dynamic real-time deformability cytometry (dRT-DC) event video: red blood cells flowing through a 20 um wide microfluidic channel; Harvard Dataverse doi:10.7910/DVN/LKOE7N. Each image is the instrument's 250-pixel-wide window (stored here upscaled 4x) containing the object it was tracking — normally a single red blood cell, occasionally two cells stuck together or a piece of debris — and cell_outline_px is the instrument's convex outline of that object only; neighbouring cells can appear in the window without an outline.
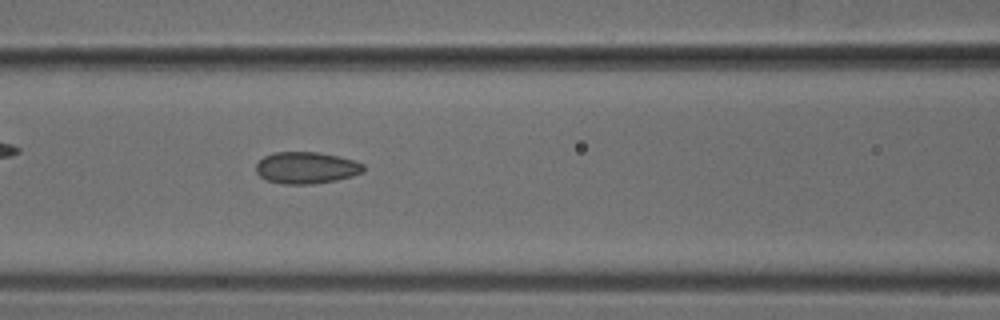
{"species": "common noctule bat (a hibernating species)", "species_latin": "Nyctalus noctula", "temperature_condition": "cold", "stored_images_in_passage": 52, "camera_frame_rate_fps": 3000, "um_per_image_px": 0.085, "animal": {"sex": "male", "body_mass_g": 18.8}, "frame": {"image": 1, "passage_image": 22, "time_ms": 7.0, "image_size_px": [1000, 320], "cell_outline_px": [[364, 172], [352, 176], [336, 180], [312, 184], [280, 184], [268, 180], [260, 176], [256, 172], [256, 164], [264, 156], [276, 152], [320, 152], [352, 160], [364, 164]], "centroid_in_image_um": [26.03, 14.26], "position_along_channel_um": 140.6, "area_um2": 19.83}}
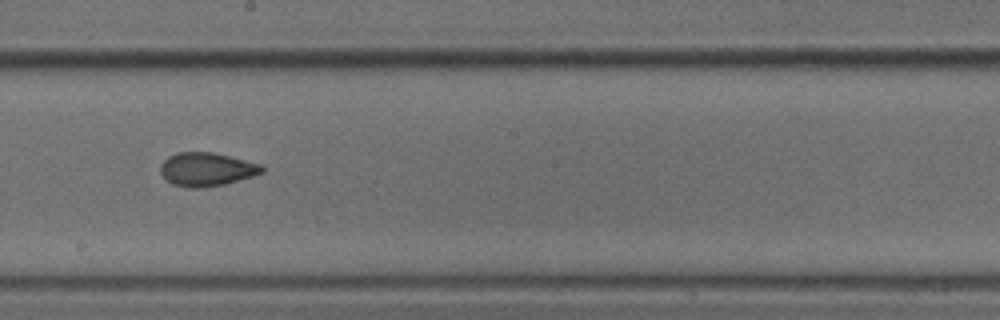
{"frame": {"image": 2, "passage_image": 29, "time_ms": 9.333, "image_size_px": [1000, 320], "cell_outline_px": [[264, 172], [252, 176], [224, 184], [200, 188], [188, 188], [172, 184], [160, 172], [160, 164], [168, 156], [176, 152], [212, 152], [264, 164]], "centroid_in_image_um": [17.57, 14.38], "position_along_channel_um": 230.6, "area_um2": 19.94}}
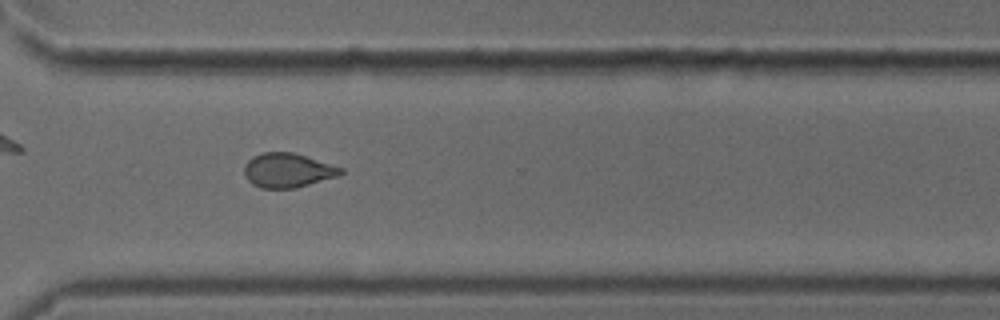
{"frame": {"image": 3, "passage_image": 38, "time_ms": 12.333, "image_size_px": [1000, 320], "cell_outline_px": [[344, 172], [340, 176], [296, 188], [260, 188], [252, 184], [244, 176], [244, 164], [252, 156], [260, 152], [292, 152], [344, 168]], "centroid_in_image_um": [24.45, 14.48], "position_along_channel_um": 346.2, "area_um2": 19.54}}